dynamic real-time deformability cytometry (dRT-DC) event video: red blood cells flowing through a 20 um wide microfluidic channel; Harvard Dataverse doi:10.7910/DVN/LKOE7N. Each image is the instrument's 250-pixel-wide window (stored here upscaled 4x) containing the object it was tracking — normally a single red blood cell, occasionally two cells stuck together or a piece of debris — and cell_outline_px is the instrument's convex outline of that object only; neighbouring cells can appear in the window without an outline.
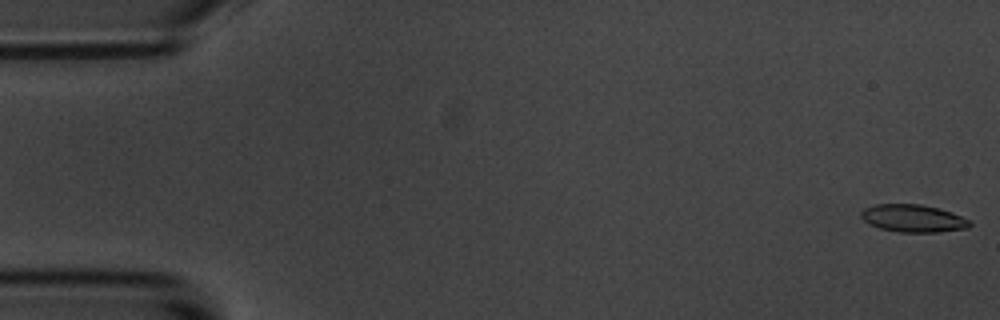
{"species": "common noctule bat (a hibernating species)", "species_latin": "Nyctalus noctula", "temperature_condition": "room temperature", "stored_images_in_passage": 6, "camera_frame_rate_fps": 3000, "um_per_image_px": 0.085, "animal": {"sex": "male", "body_mass_g": 20.1, "forearm_length_mm": 53.5}, "frame": {"image": 1, "passage_image": 1, "time_ms": 0.0, "image_size_px": [1000, 320], "cell_outline_px": [[972, 224], [968, 228], [936, 232], [900, 232], [880, 228], [868, 224], [860, 216], [860, 212], [864, 208], [876, 204], [920, 204], [952, 212], [972, 220]], "centroid_in_image_um": [77.62, 18.56], "position_along_channel_um": 7.4, "area_um2": 17.51}}
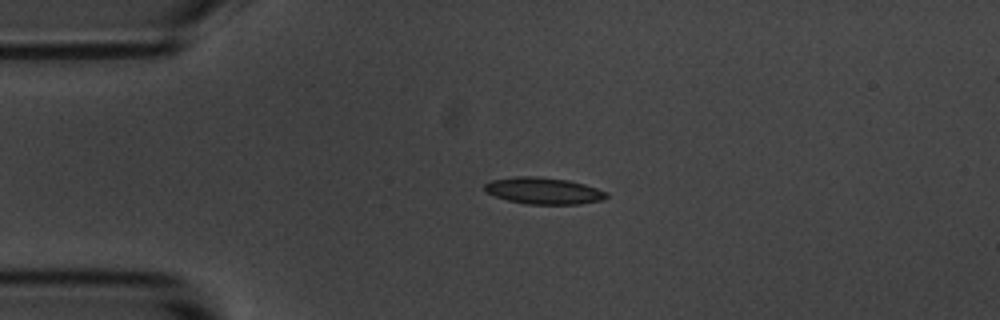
{"frame": {"image": 2, "passage_image": 4, "time_ms": 4.0, "image_size_px": [1000, 320], "cell_outline_px": [[608, 196], [604, 200], [580, 204], [524, 204], [508, 200], [484, 192], [484, 184], [492, 180], [516, 176], [536, 176], [568, 180], [584, 184], [608, 192]], "centroid_in_image_um": [46.21, 16.22], "position_along_channel_um": 38.8, "area_um2": 19.02}}